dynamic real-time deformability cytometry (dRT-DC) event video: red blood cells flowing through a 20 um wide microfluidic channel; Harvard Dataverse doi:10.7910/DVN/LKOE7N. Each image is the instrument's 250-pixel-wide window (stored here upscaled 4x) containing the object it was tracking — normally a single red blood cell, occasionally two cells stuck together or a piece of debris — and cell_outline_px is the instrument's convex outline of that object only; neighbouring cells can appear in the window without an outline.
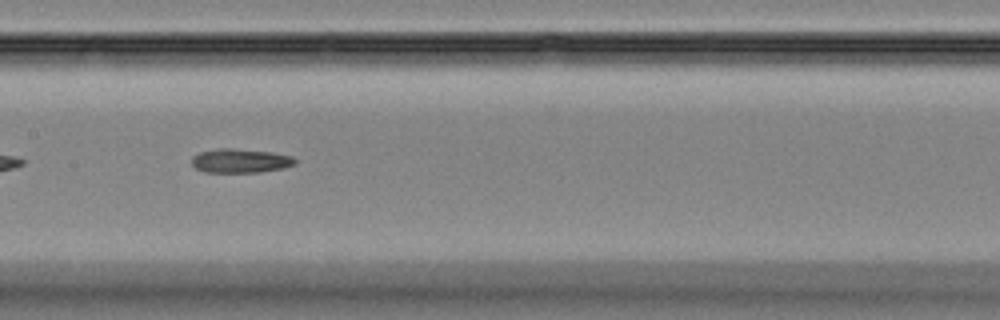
{"species": "Egyptian fruit bat (a non-hibernating species)", "species_latin": "Rousettus aegyptiacus", "temperature_condition": "room temperature", "stored_images_in_passage": 39, "camera_frame_rate_fps": 3000, "um_per_image_px": 0.085, "animal": {"sex": "female"}, "frame": {"image": 1, "passage_image": 12, "time_ms": 3.667, "image_size_px": [1000, 320], "cell_outline_px": [[296, 164], [284, 168], [260, 172], [204, 172], [196, 168], [192, 164], [192, 156], [200, 152], [220, 148], [232, 148], [268, 152], [292, 156], [296, 160]], "centroid_in_image_um": [20.42, 13.67], "position_along_channel_um": 187.0, "area_um2": 14.39}}